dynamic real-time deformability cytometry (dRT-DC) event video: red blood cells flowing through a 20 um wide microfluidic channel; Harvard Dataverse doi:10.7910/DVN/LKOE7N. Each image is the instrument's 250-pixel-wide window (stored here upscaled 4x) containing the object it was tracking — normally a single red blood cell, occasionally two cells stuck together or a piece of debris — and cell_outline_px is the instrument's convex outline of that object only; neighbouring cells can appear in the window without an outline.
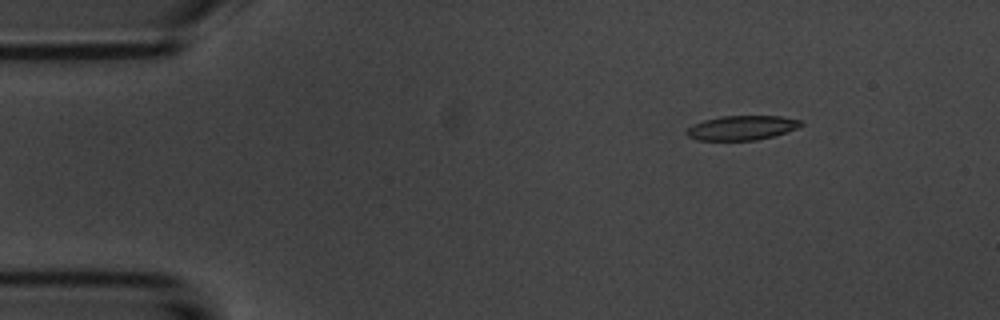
{"species": "common noctule bat (a hibernating species)", "species_latin": "Nyctalus noctula", "temperature_condition": "room temperature", "stored_images_in_passage": 5, "camera_frame_rate_fps": 3000, "um_per_image_px": 0.085, "animal": {"sex": "male", "body_mass_g": 20.1, "forearm_length_mm": 53.5}, "frame": {"image": 1, "passage_image": 2, "time_ms": 1.333, "image_size_px": [1000, 320], "cell_outline_px": [[804, 124], [796, 128], [772, 136], [756, 140], [696, 140], [688, 136], [684, 132], [692, 124], [704, 120], [720, 116], [780, 116], [800, 120]], "centroid_in_image_um": [63.0, 10.86], "position_along_channel_um": 22.0, "area_um2": 16.18}}
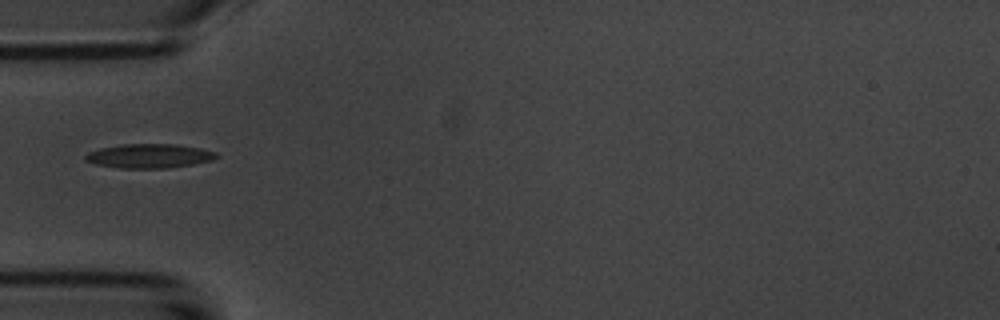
{"frame": {"image": 2, "passage_image": 5, "time_ms": 4.667, "image_size_px": [1000, 320], "cell_outline_px": [[220, 156], [212, 160], [192, 164], [168, 168], [120, 168], [96, 164], [84, 160], [84, 156], [88, 152], [100, 148], [124, 144], [176, 144], [200, 148], [216, 152]], "centroid_in_image_um": [12.69, 13.25], "position_along_channel_um": 72.3, "area_um2": 18.44}}